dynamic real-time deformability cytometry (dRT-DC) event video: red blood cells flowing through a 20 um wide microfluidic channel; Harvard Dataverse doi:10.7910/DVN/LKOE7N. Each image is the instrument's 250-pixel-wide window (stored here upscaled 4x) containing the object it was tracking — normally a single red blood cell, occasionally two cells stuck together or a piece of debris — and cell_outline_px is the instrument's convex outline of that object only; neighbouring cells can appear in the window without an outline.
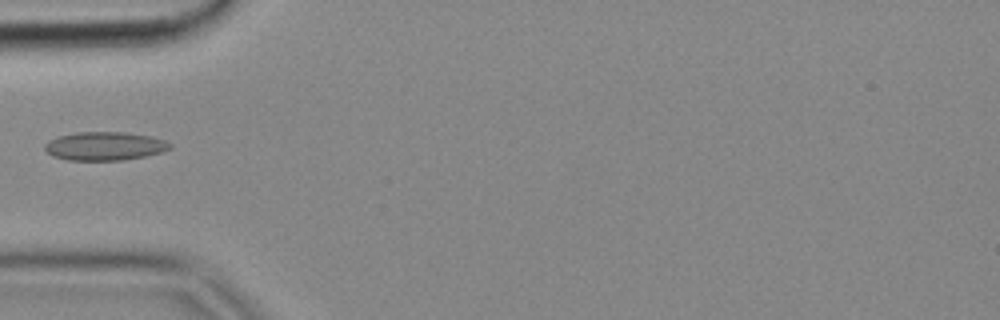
{"species": "common noctule bat (a hibernating species)", "species_latin": "Nyctalus noctula", "temperature_condition": "cold", "stored_images_in_passage": 4, "camera_frame_rate_fps": 3000, "um_per_image_px": 0.085, "animal": {"sex": "female", "body_mass_g": 18.4}, "frame": {"image": 1, "passage_image": 4, "time_ms": 1.0, "image_size_px": [1000, 320], "cell_outline_px": [[172, 148], [160, 152], [144, 156], [124, 160], [68, 160], [52, 156], [44, 148], [44, 144], [48, 140], [56, 136], [76, 132], [124, 132], [152, 136], [164, 140], [172, 144]], "centroid_in_image_um": [8.88, 12.41], "position_along_channel_um": 76.1, "area_um2": 20.92}}